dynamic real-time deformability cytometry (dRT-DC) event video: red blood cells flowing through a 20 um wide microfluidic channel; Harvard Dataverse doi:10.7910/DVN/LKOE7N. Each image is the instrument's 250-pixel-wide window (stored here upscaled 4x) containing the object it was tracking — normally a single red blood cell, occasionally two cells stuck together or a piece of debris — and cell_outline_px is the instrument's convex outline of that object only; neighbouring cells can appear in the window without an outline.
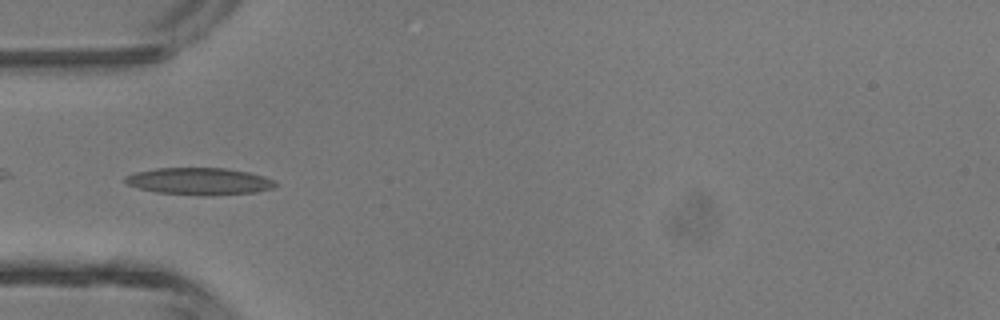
{"species": "common noctule bat (a hibernating species)", "species_latin": "Nyctalus noctula", "temperature_condition": "room temperature", "stored_images_in_passage": 30, "camera_frame_rate_fps": 3000, "um_per_image_px": 0.085, "animal": {"sex": "male", "body_mass_g": 13.3}, "frame": {"image": 1, "passage_image": 1, "time_ms": 0.0, "image_size_px": [1000, 320], "cell_outline_px": [[280, 184], [276, 188], [256, 192], [212, 196], [204, 196], [156, 192], [140, 188], [128, 184], [124, 180], [124, 176], [136, 172], [156, 168], [224, 168], [248, 172], [264, 176]], "centroid_in_image_um": [17.0, 15.42], "position_along_channel_um": 68.0, "area_um2": 23.87}}
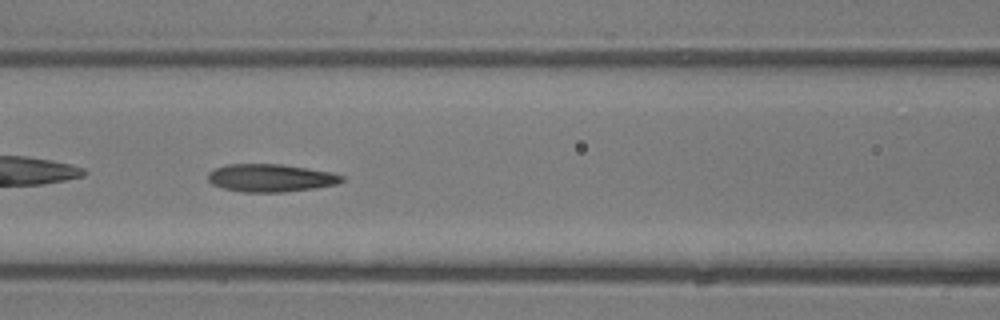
{"frame": {"image": 2, "passage_image": 6, "time_ms": 1.667, "image_size_px": [1000, 320], "cell_outline_px": [[344, 180], [336, 184], [316, 188], [284, 192], [240, 192], [224, 188], [212, 184], [208, 180], [208, 172], [216, 168], [228, 164], [280, 164], [308, 168], [332, 172], [344, 176]], "centroid_in_image_um": [23.02, 15.12], "position_along_channel_um": 143.6, "area_um2": 21.73}}
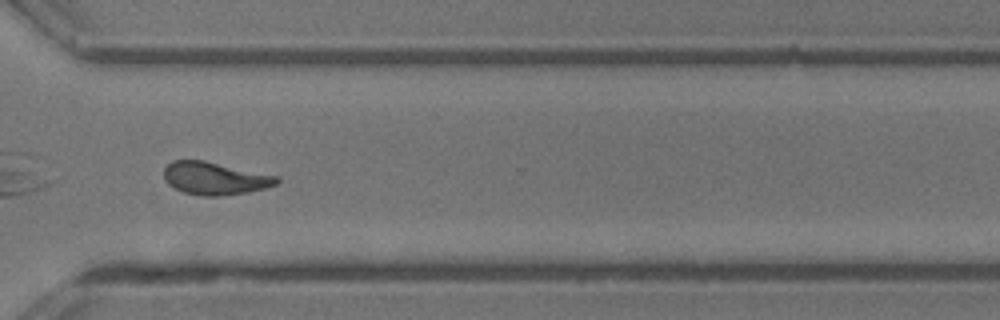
{"frame": {"image": 3, "passage_image": 20, "time_ms": 6.333, "image_size_px": [1000, 320], "cell_outline_px": [[280, 180], [276, 184], [264, 188], [248, 192], [224, 196], [200, 196], [184, 192], [168, 184], [164, 180], [164, 168], [172, 160], [204, 160], [280, 176]], "centroid_in_image_um": [18.27, 15.16], "position_along_channel_um": 352.3, "area_um2": 21.68}, "authors_computed_cell_mechanics": {"area_um2": 21.7039, "velocity_mm_per_s": 4.4852, "shape_relaxation_time_tau1_ms": 3.4272, "shape_relaxation_time_tau2_ms": 1.5453, "deformation_change_tau1": 0.1589, "deformation_change_tau2": 0.0964}}